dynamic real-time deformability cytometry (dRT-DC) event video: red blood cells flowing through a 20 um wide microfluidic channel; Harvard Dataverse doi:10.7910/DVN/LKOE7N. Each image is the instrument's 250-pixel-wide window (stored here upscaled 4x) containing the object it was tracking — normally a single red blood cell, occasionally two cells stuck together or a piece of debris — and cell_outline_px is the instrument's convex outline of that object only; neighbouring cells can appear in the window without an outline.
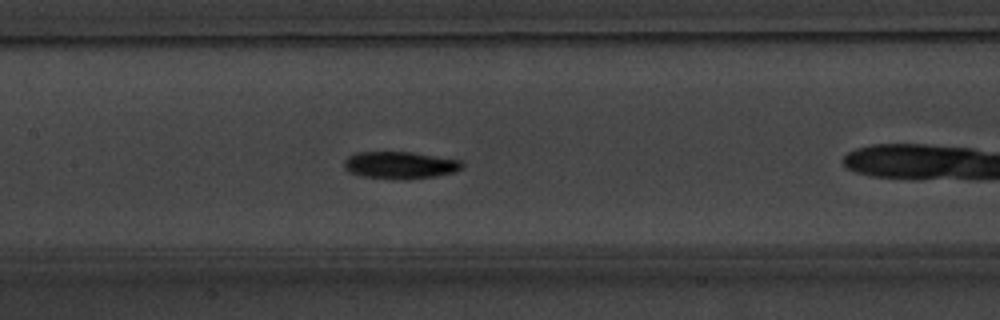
{"species": "common noctule bat (a hibernating species)", "species_latin": "Nyctalus noctula", "temperature_condition": "warm", "stored_images_in_passage": 18, "camera_frame_rate_fps": 3000, "um_per_image_px": 0.085, "animal": {"sex": "male", "body_mass_g": 20.1, "forearm_length_mm": 53.5}, "frame": {"image": 1, "passage_image": 11, "time_ms": 3.333, "image_size_px": [1000, 320], "cell_outline_px": [[464, 164], [460, 168], [452, 172], [436, 176], [404, 180], [396, 180], [360, 176], [348, 172], [344, 168], [344, 160], [348, 156], [356, 152], [412, 152], [460, 160]], "centroid_in_image_um": [33.94, 14.04], "position_along_channel_um": 173.5, "area_um2": 18.84}}